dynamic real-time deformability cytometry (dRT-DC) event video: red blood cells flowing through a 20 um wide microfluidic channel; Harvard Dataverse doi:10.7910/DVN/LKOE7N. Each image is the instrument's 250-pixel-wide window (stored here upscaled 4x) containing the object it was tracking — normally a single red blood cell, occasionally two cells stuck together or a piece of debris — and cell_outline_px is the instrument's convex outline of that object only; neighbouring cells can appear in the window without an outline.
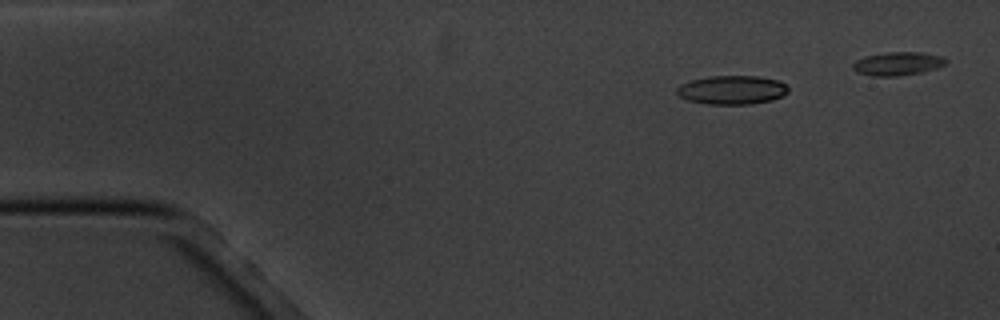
{"species": "common noctule bat (a hibernating species)", "species_latin": "Nyctalus noctula", "temperature_condition": "cold", "stored_images_in_passage": 7, "camera_frame_rate_fps": 3000, "um_per_image_px": 0.085, "animal": {"sex": "male", "body_mass_g": 20.1, "forearm_length_mm": 53.5}, "frame": {"image": 1, "passage_image": 2, "time_ms": 1.0, "image_size_px": [1000, 320], "cell_outline_px": [[788, 92], [772, 100], [752, 104], [708, 104], [688, 100], [680, 96], [676, 92], [676, 88], [680, 84], [692, 80], [712, 76], [760, 76], [776, 80], [784, 84], [788, 88]], "centroid_in_image_um": [62.2, 7.64], "position_along_channel_um": 22.8, "area_um2": 18.55}}
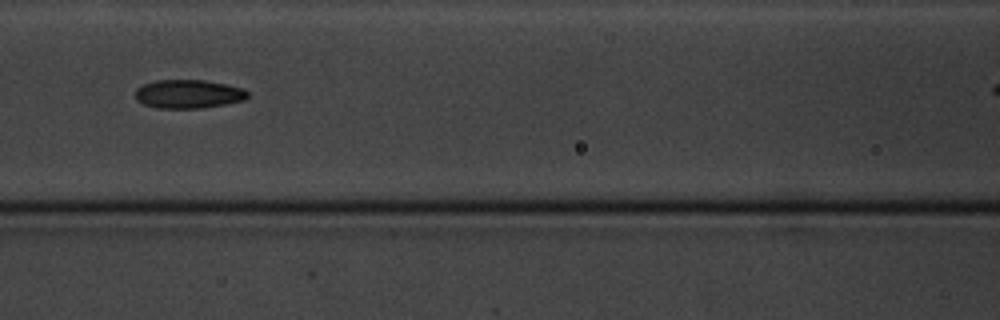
{"frame": {"image": 2, "passage_image": 6, "time_ms": 6.667, "image_size_px": [1000, 320], "cell_outline_px": [[248, 96], [244, 100], [224, 104], [200, 108], [156, 108], [144, 104], [136, 100], [136, 88], [144, 84], [156, 80], [204, 80], [244, 88], [248, 92]], "centroid_in_image_um": [16.0, 7.99], "position_along_channel_um": 150.6, "area_um2": 18.67}}